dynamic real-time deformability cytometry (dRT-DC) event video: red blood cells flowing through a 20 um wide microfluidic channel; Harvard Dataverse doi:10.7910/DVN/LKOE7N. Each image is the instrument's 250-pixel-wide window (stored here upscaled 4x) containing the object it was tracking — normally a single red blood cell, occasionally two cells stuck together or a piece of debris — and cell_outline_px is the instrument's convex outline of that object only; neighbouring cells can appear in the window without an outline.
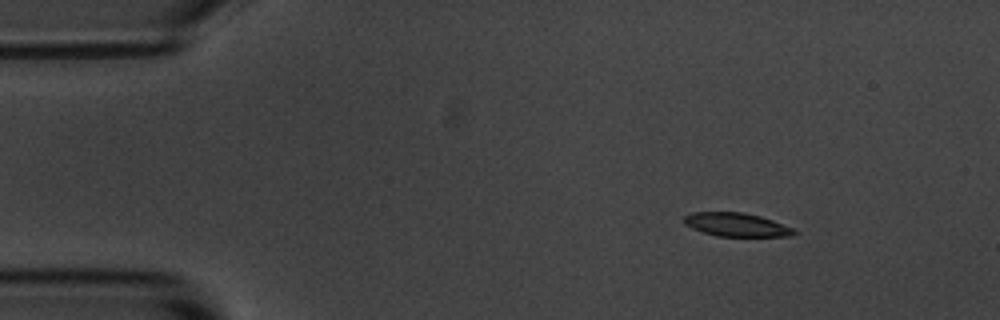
{"species": "common noctule bat (a hibernating species)", "species_latin": "Nyctalus noctula", "temperature_condition": "room temperature", "stored_images_in_passage": 5, "segment_of_instrument_passage": [1, 2], "camera_frame_rate_fps": 3000, "um_per_image_px": 0.085, "animal": {"sex": "male", "body_mass_g": 20.1, "forearm_length_mm": 53.5}, "frame": {"image": 1, "passage_image": 2, "time_ms": 2.0, "image_size_px": [1000, 320], "cell_outline_px": [[796, 232], [792, 236], [716, 236], [692, 228], [684, 224], [684, 216], [692, 212], [744, 212], [760, 216], [772, 220], [792, 228]], "centroid_in_image_um": [62.56, 19.09], "position_along_channel_um": 22.4, "area_um2": 14.97}}